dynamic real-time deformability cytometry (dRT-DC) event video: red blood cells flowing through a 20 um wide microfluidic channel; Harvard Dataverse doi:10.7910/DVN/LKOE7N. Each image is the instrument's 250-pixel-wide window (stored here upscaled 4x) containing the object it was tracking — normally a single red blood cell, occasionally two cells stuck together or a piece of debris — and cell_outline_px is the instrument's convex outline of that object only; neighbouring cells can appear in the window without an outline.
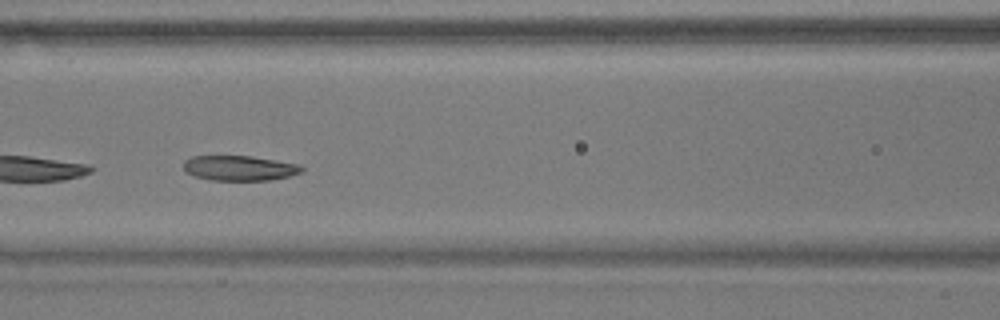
{"species": "common noctule bat (a hibernating species)", "species_latin": "Nyctalus noctula", "temperature_condition": "warm", "stored_images_in_passage": 42, "camera_frame_rate_fps": 3000, "um_per_image_px": 0.085, "animal": {"sex": "male", "body_mass_g": 17.9}, "frame": {"image": 1, "passage_image": 18, "time_ms": 5.667, "image_size_px": [1000, 320], "cell_outline_px": [[304, 172], [288, 176], [268, 180], [212, 180], [196, 176], [188, 172], [184, 168], [184, 160], [192, 156], [252, 156], [300, 164], [304, 168]], "centroid_in_image_um": [20.4, 14.28], "position_along_channel_um": 146.2, "area_um2": 17.17}, "authors_computed_cell_mechanics": {"area_um2": 18.6405, "velocity_mm_per_s": 3.5686, "shape_relaxation_time_tau1_ms": 4.3054, "shape_relaxation_time_tau2_ms": 8.0748, "deformation_change_tau1": 0.1059, "deformation_change_tau2": 0.1392}}